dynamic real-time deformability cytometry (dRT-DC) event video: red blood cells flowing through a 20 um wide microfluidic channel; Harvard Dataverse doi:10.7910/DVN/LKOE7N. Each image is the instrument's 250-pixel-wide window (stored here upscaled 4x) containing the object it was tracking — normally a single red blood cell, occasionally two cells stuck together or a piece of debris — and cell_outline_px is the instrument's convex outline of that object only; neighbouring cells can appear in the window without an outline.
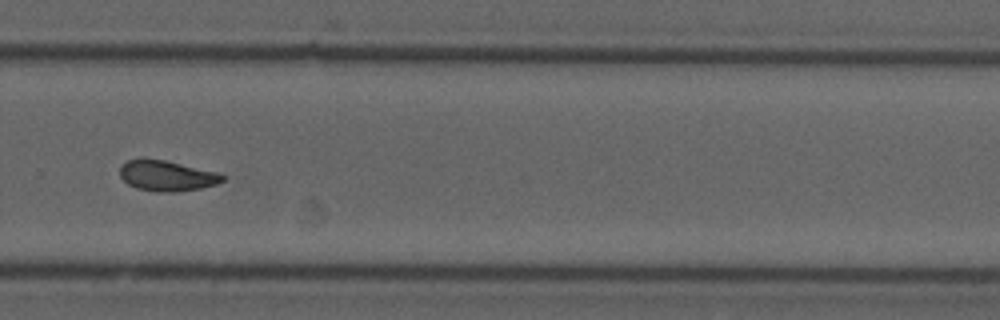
{"species": "common noctule bat (a hibernating species)", "species_latin": "Nyctalus noctula", "temperature_condition": "cold", "stored_images_in_passage": 40, "camera_frame_rate_fps": 3000, "um_per_image_px": 0.085, "animal": {"sex": "male", "forearm_length_mm": 52.5}, "frame": {"image": 1, "passage_image": 23, "time_ms": 7.333, "image_size_px": [1000, 320], "cell_outline_px": [[224, 180], [216, 184], [200, 188], [176, 192], [156, 192], [136, 188], [128, 184], [120, 176], [120, 168], [128, 160], [164, 160], [220, 172], [224, 176]], "centroid_in_image_um": [14.22, 14.96], "position_along_channel_um": 315.6, "area_um2": 18.03}, "authors_computed_cell_mechanics": {"area_um2": 18.4671, "velocity_mm_per_s": 3.7209, "shape_relaxation_time_tau1_ms": 9.1298, "shape_relaxation_time_tau2_ms": 4.0635, "deformation_change_tau1": 0.1961, "deformation_change_tau2": 0.1013}}